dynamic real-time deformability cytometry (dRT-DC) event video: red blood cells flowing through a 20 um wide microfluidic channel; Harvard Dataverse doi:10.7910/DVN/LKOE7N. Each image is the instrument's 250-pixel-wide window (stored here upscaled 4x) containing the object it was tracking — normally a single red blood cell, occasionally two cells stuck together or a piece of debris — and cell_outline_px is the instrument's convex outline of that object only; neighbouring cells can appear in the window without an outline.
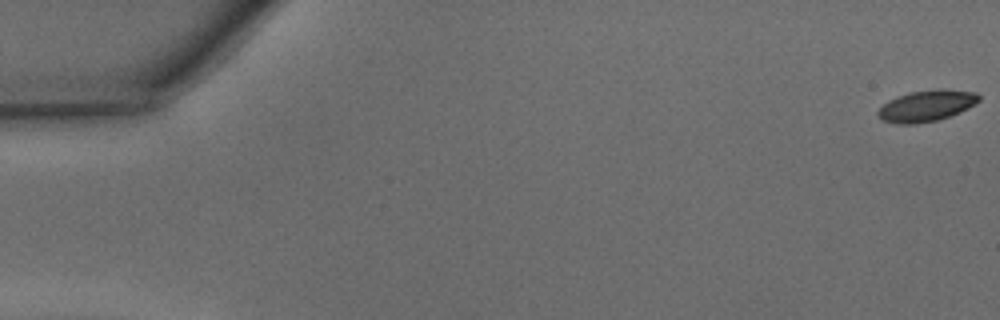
{"species": "common noctule bat (a hibernating species)", "species_latin": "Nyctalus noctula", "temperature_condition": "warm", "stored_images_in_passage": 14, "camera_frame_rate_fps": 3000, "um_per_image_px": 0.085, "animal": {"sex": "male", "body_mass_g": 15.6}, "frame": {"image": 1, "passage_image": 1, "time_ms": 0.0, "image_size_px": [1000, 320], "cell_outline_px": [[980, 100], [968, 108], [960, 112], [936, 120], [916, 124], [896, 124], [880, 120], [876, 116], [876, 112], [888, 100], [896, 96], [908, 92], [940, 88], [944, 88], [976, 92], [980, 96]], "centroid_in_image_um": [78.72, 8.98], "position_along_channel_um": 6.3, "area_um2": 18.67}}
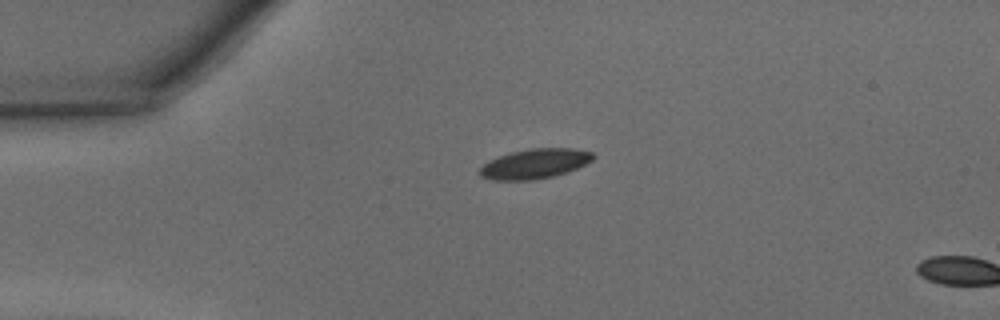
{"frame": {"image": 2, "passage_image": 12, "time_ms": 3.667, "image_size_px": [1000, 320], "cell_outline_px": [[596, 156], [592, 160], [576, 168], [552, 176], [532, 180], [492, 180], [480, 176], [480, 168], [484, 164], [500, 156], [512, 152], [528, 148], [576, 148], [592, 152]], "centroid_in_image_um": [45.47, 13.91], "position_along_channel_um": 39.5, "area_um2": 19.42}}